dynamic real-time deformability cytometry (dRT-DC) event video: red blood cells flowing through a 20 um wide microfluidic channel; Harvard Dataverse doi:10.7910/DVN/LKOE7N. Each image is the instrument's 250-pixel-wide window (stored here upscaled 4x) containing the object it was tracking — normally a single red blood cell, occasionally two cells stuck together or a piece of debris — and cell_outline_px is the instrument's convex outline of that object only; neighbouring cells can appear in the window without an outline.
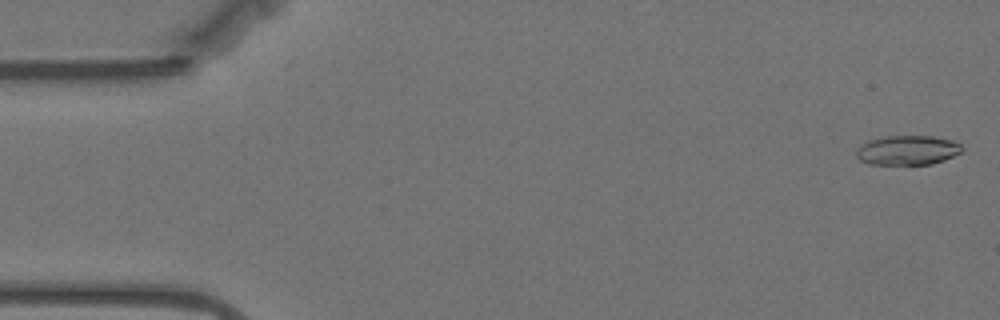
{"species": "Egyptian fruit bat (a non-hibernating species)", "species_latin": "Rousettus aegyptiacus", "temperature_condition": "warm", "stored_images_in_passage": 57, "camera_frame_rate_fps": 3000, "um_per_image_px": 0.085, "animal": {"sex": "female"}, "frame": {"image": 1, "passage_image": 1, "time_ms": 0.0, "image_size_px": [1000, 320], "cell_outline_px": [[964, 148], [960, 152], [944, 160], [932, 164], [868, 164], [860, 160], [856, 156], [856, 148], [860, 144], [868, 140], [888, 136], [932, 136], [952, 140], [960, 144]], "centroid_in_image_um": [77.11, 12.76], "position_along_channel_um": 7.9, "area_um2": 18.21}}
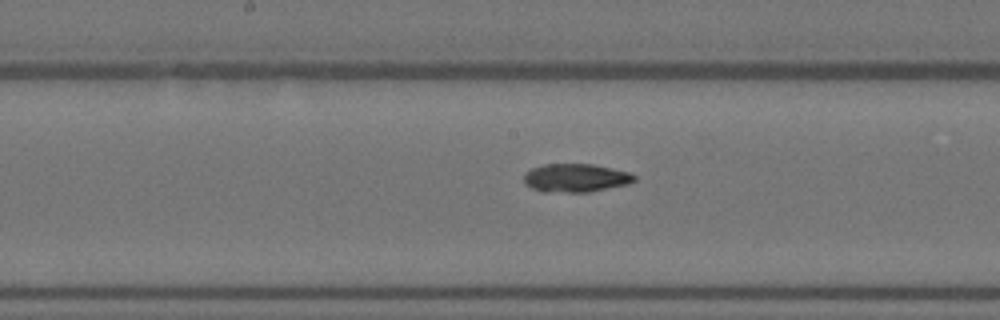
{"frame": {"image": 2, "passage_image": 28, "time_ms": 9.0, "image_size_px": [1000, 320], "cell_outline_px": [[636, 180], [628, 184], [588, 192], [544, 192], [532, 188], [524, 184], [524, 172], [532, 168], [544, 164], [592, 164], [632, 172], [636, 176]], "centroid_in_image_um": [48.94, 15.12], "position_along_channel_um": 199.3, "area_um2": 18.44}}
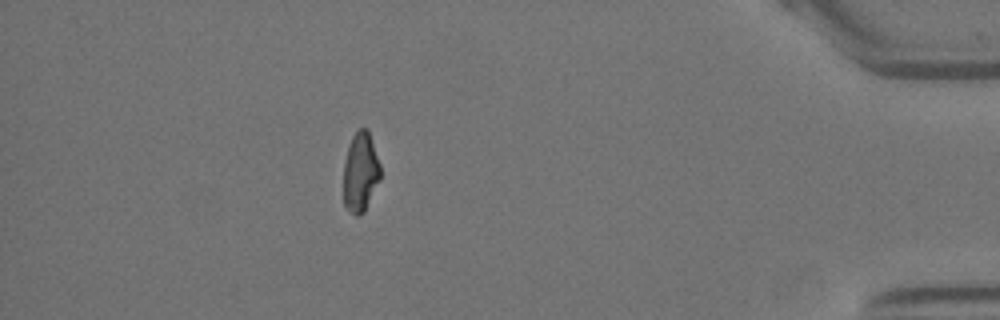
{"frame": {"image": 3, "passage_image": 50, "time_ms": 16.333, "image_size_px": [1000, 320], "cell_outline_px": [[380, 180], [364, 212], [356, 216], [344, 204], [344, 160], [352, 136], [360, 128], [368, 128], [380, 164]], "centroid_in_image_um": [30.65, 14.61], "position_along_channel_um": 404.5, "area_um2": 16.99}, "authors_computed_cell_mechanics": {"area_um2": 18.4382, "velocity_mm_per_s": 3.525, "shape_relaxation_time_tau1_ms": null, "shape_relaxation_time_tau2_ms": 5.2337, "deformation_change_tau1": null, "deformation_change_tau2": 0.1298}}